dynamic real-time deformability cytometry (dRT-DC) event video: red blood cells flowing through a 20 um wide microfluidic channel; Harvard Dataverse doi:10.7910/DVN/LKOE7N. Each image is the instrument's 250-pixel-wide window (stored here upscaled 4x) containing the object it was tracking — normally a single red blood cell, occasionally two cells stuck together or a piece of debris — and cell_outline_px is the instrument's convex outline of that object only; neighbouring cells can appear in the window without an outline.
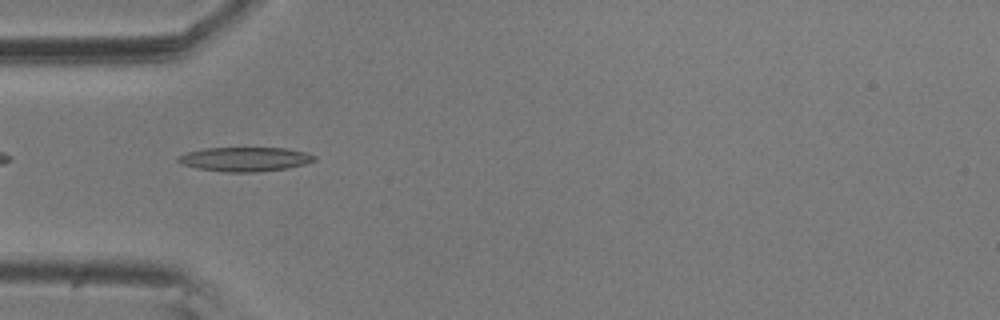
{"species": "common noctule bat (a hibernating species)", "species_latin": "Nyctalus noctula", "temperature_condition": "room temperature", "stored_images_in_passage": 6, "camera_frame_rate_fps": 3000, "um_per_image_px": 0.085, "animal": {"sex": "male", "body_mass_g": 20.5, "forearm_length_mm": 52.5}, "frame": {"image": 1, "passage_image": 5, "time_ms": 1.333, "image_size_px": [1000, 320], "cell_outline_px": [[316, 160], [304, 164], [288, 168], [260, 172], [224, 172], [196, 168], [180, 164], [176, 160], [176, 156], [188, 152], [204, 148], [284, 148], [308, 152], [316, 156]], "centroid_in_image_um": [20.81, 13.53], "position_along_channel_um": 64.2, "area_um2": 19.48}}
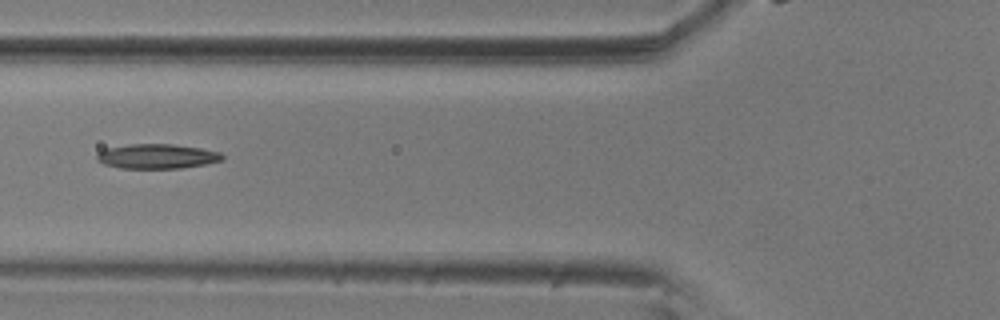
{"frame": {"image": 2, "passage_image": 6, "time_ms": 1.667, "image_size_px": [1000, 320], "cell_outline_px": [[224, 160], [204, 164], [180, 168], [120, 168], [104, 164], [96, 160], [96, 156], [104, 148], [128, 144], [172, 144], [200, 148], [220, 152], [224, 156]], "centroid_in_image_um": [13.33, 13.28], "position_along_channel_um": 112.5, "area_um2": 18.03}}